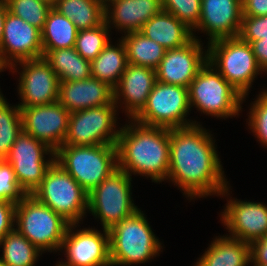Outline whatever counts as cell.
<instances>
[{
    "instance_id": "cell-1",
    "label": "cell",
    "mask_w": 267,
    "mask_h": 266,
    "mask_svg": "<svg viewBox=\"0 0 267 266\" xmlns=\"http://www.w3.org/2000/svg\"><path fill=\"white\" fill-rule=\"evenodd\" d=\"M212 135L200 123L170 129L167 180L180 187L190 200L230 194Z\"/></svg>"
},
{
    "instance_id": "cell-2",
    "label": "cell",
    "mask_w": 267,
    "mask_h": 266,
    "mask_svg": "<svg viewBox=\"0 0 267 266\" xmlns=\"http://www.w3.org/2000/svg\"><path fill=\"white\" fill-rule=\"evenodd\" d=\"M128 124L120 128L116 142L117 168L130 176L133 173L150 177L154 183L166 181L170 163V129L145 126L133 119Z\"/></svg>"
},
{
    "instance_id": "cell-3",
    "label": "cell",
    "mask_w": 267,
    "mask_h": 266,
    "mask_svg": "<svg viewBox=\"0 0 267 266\" xmlns=\"http://www.w3.org/2000/svg\"><path fill=\"white\" fill-rule=\"evenodd\" d=\"M143 211L137 210L109 230L111 266L149 262L163 246L151 230Z\"/></svg>"
},
{
    "instance_id": "cell-4",
    "label": "cell",
    "mask_w": 267,
    "mask_h": 266,
    "mask_svg": "<svg viewBox=\"0 0 267 266\" xmlns=\"http://www.w3.org/2000/svg\"><path fill=\"white\" fill-rule=\"evenodd\" d=\"M55 162L89 194L117 169L116 145H62L55 151Z\"/></svg>"
},
{
    "instance_id": "cell-5",
    "label": "cell",
    "mask_w": 267,
    "mask_h": 266,
    "mask_svg": "<svg viewBox=\"0 0 267 266\" xmlns=\"http://www.w3.org/2000/svg\"><path fill=\"white\" fill-rule=\"evenodd\" d=\"M70 223L32 195L16 204L15 229L40 251H62Z\"/></svg>"
},
{
    "instance_id": "cell-6",
    "label": "cell",
    "mask_w": 267,
    "mask_h": 266,
    "mask_svg": "<svg viewBox=\"0 0 267 266\" xmlns=\"http://www.w3.org/2000/svg\"><path fill=\"white\" fill-rule=\"evenodd\" d=\"M206 48L208 62L243 96L244 101L254 78L262 73L251 45L237 36L212 41Z\"/></svg>"
},
{
    "instance_id": "cell-7",
    "label": "cell",
    "mask_w": 267,
    "mask_h": 266,
    "mask_svg": "<svg viewBox=\"0 0 267 266\" xmlns=\"http://www.w3.org/2000/svg\"><path fill=\"white\" fill-rule=\"evenodd\" d=\"M190 107L217 118L239 116L243 96L208 61L190 83Z\"/></svg>"
},
{
    "instance_id": "cell-8",
    "label": "cell",
    "mask_w": 267,
    "mask_h": 266,
    "mask_svg": "<svg viewBox=\"0 0 267 266\" xmlns=\"http://www.w3.org/2000/svg\"><path fill=\"white\" fill-rule=\"evenodd\" d=\"M31 195L70 224L83 221L88 211V193L57 162L47 170Z\"/></svg>"
},
{
    "instance_id": "cell-9",
    "label": "cell",
    "mask_w": 267,
    "mask_h": 266,
    "mask_svg": "<svg viewBox=\"0 0 267 266\" xmlns=\"http://www.w3.org/2000/svg\"><path fill=\"white\" fill-rule=\"evenodd\" d=\"M191 109L188 88L156 81L146 105L133 120L145 126L167 129L186 127L198 124L187 119Z\"/></svg>"
},
{
    "instance_id": "cell-10",
    "label": "cell",
    "mask_w": 267,
    "mask_h": 266,
    "mask_svg": "<svg viewBox=\"0 0 267 266\" xmlns=\"http://www.w3.org/2000/svg\"><path fill=\"white\" fill-rule=\"evenodd\" d=\"M132 177L117 168L88 194V212L98 218L103 229L110 230L134 214L138 208L132 201Z\"/></svg>"
},
{
    "instance_id": "cell-11",
    "label": "cell",
    "mask_w": 267,
    "mask_h": 266,
    "mask_svg": "<svg viewBox=\"0 0 267 266\" xmlns=\"http://www.w3.org/2000/svg\"><path fill=\"white\" fill-rule=\"evenodd\" d=\"M117 110L113 101L101 107L71 112L63 145H116L120 131L116 128Z\"/></svg>"
},
{
    "instance_id": "cell-12",
    "label": "cell",
    "mask_w": 267,
    "mask_h": 266,
    "mask_svg": "<svg viewBox=\"0 0 267 266\" xmlns=\"http://www.w3.org/2000/svg\"><path fill=\"white\" fill-rule=\"evenodd\" d=\"M5 160L11 164L20 188L31 195L55 162V151L22 130Z\"/></svg>"
},
{
    "instance_id": "cell-13",
    "label": "cell",
    "mask_w": 267,
    "mask_h": 266,
    "mask_svg": "<svg viewBox=\"0 0 267 266\" xmlns=\"http://www.w3.org/2000/svg\"><path fill=\"white\" fill-rule=\"evenodd\" d=\"M18 63L12 65L9 70L14 74L18 72L17 65H21L17 87L21 99L19 107L48 105L58 101L60 81L44 57Z\"/></svg>"
},
{
    "instance_id": "cell-14",
    "label": "cell",
    "mask_w": 267,
    "mask_h": 266,
    "mask_svg": "<svg viewBox=\"0 0 267 266\" xmlns=\"http://www.w3.org/2000/svg\"><path fill=\"white\" fill-rule=\"evenodd\" d=\"M78 224H70L61 249L65 250L67 261L55 266H111L109 231L103 233L94 228L78 229Z\"/></svg>"
},
{
    "instance_id": "cell-15",
    "label": "cell",
    "mask_w": 267,
    "mask_h": 266,
    "mask_svg": "<svg viewBox=\"0 0 267 266\" xmlns=\"http://www.w3.org/2000/svg\"><path fill=\"white\" fill-rule=\"evenodd\" d=\"M41 57V30L8 11L0 44V67L9 69L20 61Z\"/></svg>"
},
{
    "instance_id": "cell-16",
    "label": "cell",
    "mask_w": 267,
    "mask_h": 266,
    "mask_svg": "<svg viewBox=\"0 0 267 266\" xmlns=\"http://www.w3.org/2000/svg\"><path fill=\"white\" fill-rule=\"evenodd\" d=\"M194 36L185 46L168 49L155 69L157 81L189 88L201 68L208 61V49ZM205 52V53H204Z\"/></svg>"
},
{
    "instance_id": "cell-17",
    "label": "cell",
    "mask_w": 267,
    "mask_h": 266,
    "mask_svg": "<svg viewBox=\"0 0 267 266\" xmlns=\"http://www.w3.org/2000/svg\"><path fill=\"white\" fill-rule=\"evenodd\" d=\"M23 131L56 151L63 145L70 112L58 101L48 105L20 107Z\"/></svg>"
},
{
    "instance_id": "cell-18",
    "label": "cell",
    "mask_w": 267,
    "mask_h": 266,
    "mask_svg": "<svg viewBox=\"0 0 267 266\" xmlns=\"http://www.w3.org/2000/svg\"><path fill=\"white\" fill-rule=\"evenodd\" d=\"M221 212V221L229 230V237L252 243L267 235V205L231 199Z\"/></svg>"
},
{
    "instance_id": "cell-19",
    "label": "cell",
    "mask_w": 267,
    "mask_h": 266,
    "mask_svg": "<svg viewBox=\"0 0 267 266\" xmlns=\"http://www.w3.org/2000/svg\"><path fill=\"white\" fill-rule=\"evenodd\" d=\"M243 17L241 0H201V16L194 31L206 33L208 43L237 37Z\"/></svg>"
},
{
    "instance_id": "cell-20",
    "label": "cell",
    "mask_w": 267,
    "mask_h": 266,
    "mask_svg": "<svg viewBox=\"0 0 267 266\" xmlns=\"http://www.w3.org/2000/svg\"><path fill=\"white\" fill-rule=\"evenodd\" d=\"M156 81L155 69L127 64L118 85L113 91L115 105L117 108H119L118 106L122 108V105H124L122 109H125L128 120L133 119L146 105Z\"/></svg>"
},
{
    "instance_id": "cell-21",
    "label": "cell",
    "mask_w": 267,
    "mask_h": 266,
    "mask_svg": "<svg viewBox=\"0 0 267 266\" xmlns=\"http://www.w3.org/2000/svg\"><path fill=\"white\" fill-rule=\"evenodd\" d=\"M114 101V91L108 84L92 76L79 81H60L58 102L70 113L101 107Z\"/></svg>"
},
{
    "instance_id": "cell-22",
    "label": "cell",
    "mask_w": 267,
    "mask_h": 266,
    "mask_svg": "<svg viewBox=\"0 0 267 266\" xmlns=\"http://www.w3.org/2000/svg\"><path fill=\"white\" fill-rule=\"evenodd\" d=\"M161 10L162 0H108L105 22L109 29L114 27L124 34L138 32Z\"/></svg>"
},
{
    "instance_id": "cell-23",
    "label": "cell",
    "mask_w": 267,
    "mask_h": 266,
    "mask_svg": "<svg viewBox=\"0 0 267 266\" xmlns=\"http://www.w3.org/2000/svg\"><path fill=\"white\" fill-rule=\"evenodd\" d=\"M139 32L167 50L185 46L195 34L173 14L164 10L147 21Z\"/></svg>"
},
{
    "instance_id": "cell-24",
    "label": "cell",
    "mask_w": 267,
    "mask_h": 266,
    "mask_svg": "<svg viewBox=\"0 0 267 266\" xmlns=\"http://www.w3.org/2000/svg\"><path fill=\"white\" fill-rule=\"evenodd\" d=\"M194 266H247L250 244L229 236H216Z\"/></svg>"
},
{
    "instance_id": "cell-25",
    "label": "cell",
    "mask_w": 267,
    "mask_h": 266,
    "mask_svg": "<svg viewBox=\"0 0 267 266\" xmlns=\"http://www.w3.org/2000/svg\"><path fill=\"white\" fill-rule=\"evenodd\" d=\"M110 41L91 61V76L115 88L124 73L127 62L126 48L119 38L116 46Z\"/></svg>"
},
{
    "instance_id": "cell-26",
    "label": "cell",
    "mask_w": 267,
    "mask_h": 266,
    "mask_svg": "<svg viewBox=\"0 0 267 266\" xmlns=\"http://www.w3.org/2000/svg\"><path fill=\"white\" fill-rule=\"evenodd\" d=\"M53 8L71 20L78 31L95 28L105 21L103 0H56Z\"/></svg>"
},
{
    "instance_id": "cell-27",
    "label": "cell",
    "mask_w": 267,
    "mask_h": 266,
    "mask_svg": "<svg viewBox=\"0 0 267 266\" xmlns=\"http://www.w3.org/2000/svg\"><path fill=\"white\" fill-rule=\"evenodd\" d=\"M43 57L59 81H79L91 77V62L84 59L74 47L50 50Z\"/></svg>"
},
{
    "instance_id": "cell-28",
    "label": "cell",
    "mask_w": 267,
    "mask_h": 266,
    "mask_svg": "<svg viewBox=\"0 0 267 266\" xmlns=\"http://www.w3.org/2000/svg\"><path fill=\"white\" fill-rule=\"evenodd\" d=\"M77 33L75 24L52 7L41 31L43 56L50 50L74 47Z\"/></svg>"
},
{
    "instance_id": "cell-29",
    "label": "cell",
    "mask_w": 267,
    "mask_h": 266,
    "mask_svg": "<svg viewBox=\"0 0 267 266\" xmlns=\"http://www.w3.org/2000/svg\"><path fill=\"white\" fill-rule=\"evenodd\" d=\"M121 40L126 48L127 62L133 65L156 69L167 49L142 33L130 32L123 34Z\"/></svg>"
},
{
    "instance_id": "cell-30",
    "label": "cell",
    "mask_w": 267,
    "mask_h": 266,
    "mask_svg": "<svg viewBox=\"0 0 267 266\" xmlns=\"http://www.w3.org/2000/svg\"><path fill=\"white\" fill-rule=\"evenodd\" d=\"M0 247L5 266H35L38 257L43 253L16 229L2 238Z\"/></svg>"
},
{
    "instance_id": "cell-31",
    "label": "cell",
    "mask_w": 267,
    "mask_h": 266,
    "mask_svg": "<svg viewBox=\"0 0 267 266\" xmlns=\"http://www.w3.org/2000/svg\"><path fill=\"white\" fill-rule=\"evenodd\" d=\"M22 116L18 105L10 106L0 93V160L5 159L22 132Z\"/></svg>"
},
{
    "instance_id": "cell-32",
    "label": "cell",
    "mask_w": 267,
    "mask_h": 266,
    "mask_svg": "<svg viewBox=\"0 0 267 266\" xmlns=\"http://www.w3.org/2000/svg\"><path fill=\"white\" fill-rule=\"evenodd\" d=\"M110 31L105 21L95 28L78 31L75 50L91 62L111 41Z\"/></svg>"
},
{
    "instance_id": "cell-33",
    "label": "cell",
    "mask_w": 267,
    "mask_h": 266,
    "mask_svg": "<svg viewBox=\"0 0 267 266\" xmlns=\"http://www.w3.org/2000/svg\"><path fill=\"white\" fill-rule=\"evenodd\" d=\"M6 2L10 13L43 30L51 6L39 0H6Z\"/></svg>"
},
{
    "instance_id": "cell-34",
    "label": "cell",
    "mask_w": 267,
    "mask_h": 266,
    "mask_svg": "<svg viewBox=\"0 0 267 266\" xmlns=\"http://www.w3.org/2000/svg\"><path fill=\"white\" fill-rule=\"evenodd\" d=\"M162 10L173 14L194 32L201 16V0H162Z\"/></svg>"
},
{
    "instance_id": "cell-35",
    "label": "cell",
    "mask_w": 267,
    "mask_h": 266,
    "mask_svg": "<svg viewBox=\"0 0 267 266\" xmlns=\"http://www.w3.org/2000/svg\"><path fill=\"white\" fill-rule=\"evenodd\" d=\"M255 100L249 109L248 127L259 143L267 148V98L259 93Z\"/></svg>"
},
{
    "instance_id": "cell-36",
    "label": "cell",
    "mask_w": 267,
    "mask_h": 266,
    "mask_svg": "<svg viewBox=\"0 0 267 266\" xmlns=\"http://www.w3.org/2000/svg\"><path fill=\"white\" fill-rule=\"evenodd\" d=\"M26 194L20 188L11 164L0 160V200L18 203Z\"/></svg>"
},
{
    "instance_id": "cell-37",
    "label": "cell",
    "mask_w": 267,
    "mask_h": 266,
    "mask_svg": "<svg viewBox=\"0 0 267 266\" xmlns=\"http://www.w3.org/2000/svg\"><path fill=\"white\" fill-rule=\"evenodd\" d=\"M238 36L249 44L267 37V15L243 16Z\"/></svg>"
},
{
    "instance_id": "cell-38",
    "label": "cell",
    "mask_w": 267,
    "mask_h": 266,
    "mask_svg": "<svg viewBox=\"0 0 267 266\" xmlns=\"http://www.w3.org/2000/svg\"><path fill=\"white\" fill-rule=\"evenodd\" d=\"M16 203L0 200V241L15 229Z\"/></svg>"
},
{
    "instance_id": "cell-39",
    "label": "cell",
    "mask_w": 267,
    "mask_h": 266,
    "mask_svg": "<svg viewBox=\"0 0 267 266\" xmlns=\"http://www.w3.org/2000/svg\"><path fill=\"white\" fill-rule=\"evenodd\" d=\"M252 265H267V235L250 243Z\"/></svg>"
},
{
    "instance_id": "cell-40",
    "label": "cell",
    "mask_w": 267,
    "mask_h": 266,
    "mask_svg": "<svg viewBox=\"0 0 267 266\" xmlns=\"http://www.w3.org/2000/svg\"><path fill=\"white\" fill-rule=\"evenodd\" d=\"M243 16L267 15V0H243Z\"/></svg>"
},
{
    "instance_id": "cell-41",
    "label": "cell",
    "mask_w": 267,
    "mask_h": 266,
    "mask_svg": "<svg viewBox=\"0 0 267 266\" xmlns=\"http://www.w3.org/2000/svg\"><path fill=\"white\" fill-rule=\"evenodd\" d=\"M250 45L259 67L263 72H267V37L253 41Z\"/></svg>"
},
{
    "instance_id": "cell-42",
    "label": "cell",
    "mask_w": 267,
    "mask_h": 266,
    "mask_svg": "<svg viewBox=\"0 0 267 266\" xmlns=\"http://www.w3.org/2000/svg\"><path fill=\"white\" fill-rule=\"evenodd\" d=\"M8 11L6 0H0V44L3 37V28Z\"/></svg>"
},
{
    "instance_id": "cell-43",
    "label": "cell",
    "mask_w": 267,
    "mask_h": 266,
    "mask_svg": "<svg viewBox=\"0 0 267 266\" xmlns=\"http://www.w3.org/2000/svg\"><path fill=\"white\" fill-rule=\"evenodd\" d=\"M39 1H42L51 7H54V5L56 4V0H39Z\"/></svg>"
},
{
    "instance_id": "cell-44",
    "label": "cell",
    "mask_w": 267,
    "mask_h": 266,
    "mask_svg": "<svg viewBox=\"0 0 267 266\" xmlns=\"http://www.w3.org/2000/svg\"><path fill=\"white\" fill-rule=\"evenodd\" d=\"M261 93L267 98V90H263Z\"/></svg>"
},
{
    "instance_id": "cell-45",
    "label": "cell",
    "mask_w": 267,
    "mask_h": 266,
    "mask_svg": "<svg viewBox=\"0 0 267 266\" xmlns=\"http://www.w3.org/2000/svg\"><path fill=\"white\" fill-rule=\"evenodd\" d=\"M0 266H5V264L3 263L1 257H0Z\"/></svg>"
}]
</instances>
